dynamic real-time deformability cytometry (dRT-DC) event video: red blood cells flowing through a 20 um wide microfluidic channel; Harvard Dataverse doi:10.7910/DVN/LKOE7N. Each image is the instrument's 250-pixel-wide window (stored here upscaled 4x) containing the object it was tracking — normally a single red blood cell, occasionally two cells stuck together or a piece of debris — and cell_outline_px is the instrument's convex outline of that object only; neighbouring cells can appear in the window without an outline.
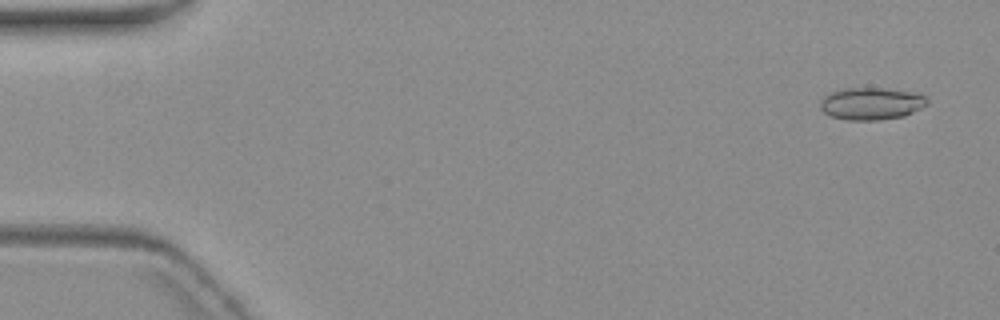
{"species": "common noctule bat (a hibernating species)", "species_latin": "Nyctalus noctula", "temperature_condition": "warm", "stored_images_in_passage": 5, "camera_frame_rate_fps": 3000, "um_per_image_px": 0.085, "animal": {"sex": "female", "body_mass_g": 19.3, "forearm_length_mm": 54.1}, "frame": {"image": 1, "passage_image": 1, "time_ms": 0.0, "image_size_px": [1000, 320], "cell_outline_px": [[928, 104], [904, 116], [880, 120], [848, 120], [832, 116], [824, 112], [820, 108], [820, 100], [824, 96], [832, 92], [844, 88], [884, 88], [912, 92], [924, 96], [928, 100]], "centroid_in_image_um": [74.05, 8.81], "position_along_channel_um": 11.0, "area_um2": 20.0}}
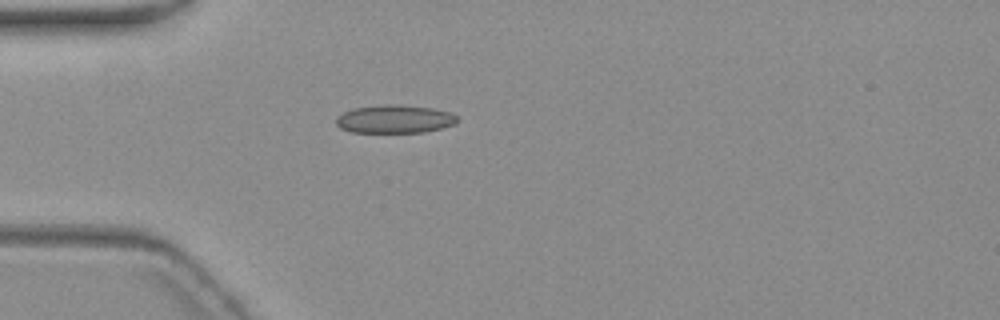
{"frame": {"image": 2, "passage_image": 5, "time_ms": 4.667, "image_size_px": [1000, 320], "cell_outline_px": [[456, 120], [452, 124], [440, 128], [424, 132], [352, 132], [340, 128], [336, 124], [336, 116], [352, 108], [392, 104], [396, 104], [432, 108], [452, 112], [456, 116]], "centroid_in_image_um": [33.5, 10.11], "position_along_channel_um": 51.5, "area_um2": 19.71}}